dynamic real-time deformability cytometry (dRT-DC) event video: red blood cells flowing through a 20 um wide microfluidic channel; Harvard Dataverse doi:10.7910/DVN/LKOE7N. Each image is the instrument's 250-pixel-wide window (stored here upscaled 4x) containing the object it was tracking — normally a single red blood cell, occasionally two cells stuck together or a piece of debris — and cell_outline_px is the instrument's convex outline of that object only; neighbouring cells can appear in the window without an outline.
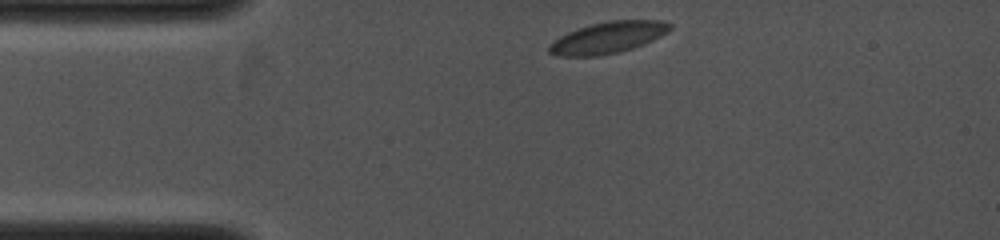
{"species": "common noctule bat (a hibernating species)", "species_latin": "Nyctalus noctula", "temperature_condition": "cold", "stored_images_in_passage": 26, "camera_frame_rate_fps": 4000, "um_per_image_px": 0.085, "animal": {"sex": "female", "body_mass_g": 19.0, "forearm_length_mm": 53.3}, "frame": {"image": 1, "passage_image": 1, "time_ms": 0.0, "image_size_px": [1000, 240], "cell_outline_px": [[672, 28], [668, 32], [644, 44], [620, 52], [596, 56], [556, 56], [548, 52], [548, 44], [560, 36], [568, 32], [592, 24], [608, 20], [664, 20], [672, 24]], "centroid_in_image_um": [51.68, 3.19], "position_along_channel_um": 33.3, "area_um2": 22.25}}
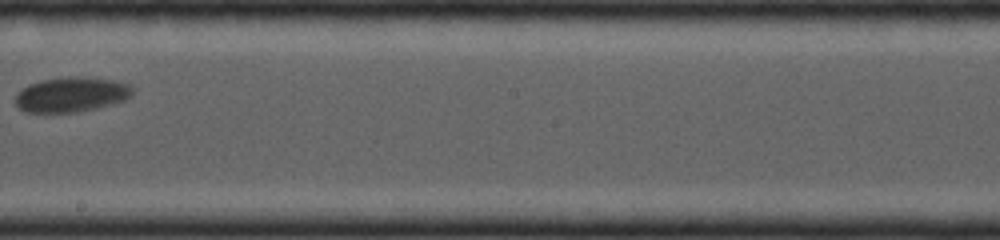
{"frame": {"image": 2, "passage_image": 15, "time_ms": 5.25, "image_size_px": [1000, 240], "cell_outline_px": [[132, 92], [124, 100], [92, 108], [72, 112], [28, 112], [20, 108], [16, 104], [16, 96], [24, 88], [32, 84], [44, 80], [108, 80], [124, 84], [132, 88]], "centroid_in_image_um": [6.0, 8.1], "position_along_channel_um": 242.2, "area_um2": 21.68}}
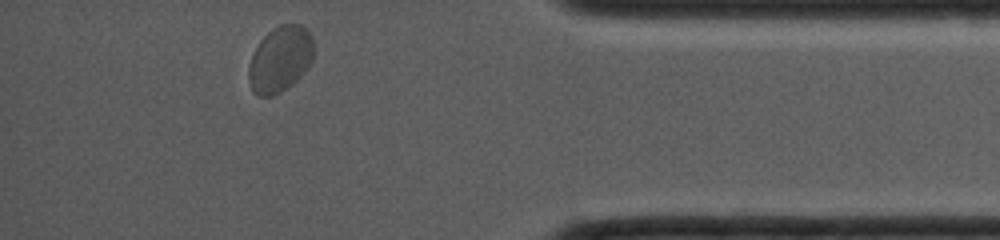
{"frame": {"image": 3, "passage_image": 26, "time_ms": 9.25, "image_size_px": [1000, 240], "cell_outline_px": [[312, 60], [300, 76], [292, 84], [280, 92], [272, 96], [260, 96], [252, 92], [248, 80], [248, 68], [252, 56], [260, 40], [268, 32], [280, 24], [300, 24], [308, 32], [312, 40]], "centroid_in_image_um": [23.77, 5.05], "position_along_channel_um": 411.4, "area_um2": 24.62}}